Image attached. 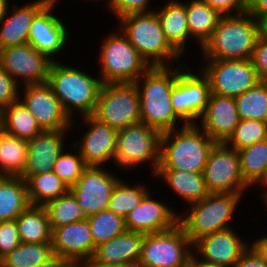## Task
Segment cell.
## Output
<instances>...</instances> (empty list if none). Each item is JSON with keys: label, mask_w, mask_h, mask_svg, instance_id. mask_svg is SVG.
Listing matches in <instances>:
<instances>
[{"label": "cell", "mask_w": 267, "mask_h": 267, "mask_svg": "<svg viewBox=\"0 0 267 267\" xmlns=\"http://www.w3.org/2000/svg\"><path fill=\"white\" fill-rule=\"evenodd\" d=\"M249 247L267 264V234L249 242Z\"/></svg>", "instance_id": "cell-49"}, {"label": "cell", "mask_w": 267, "mask_h": 267, "mask_svg": "<svg viewBox=\"0 0 267 267\" xmlns=\"http://www.w3.org/2000/svg\"><path fill=\"white\" fill-rule=\"evenodd\" d=\"M51 246L57 261L79 262L92 258L96 246L88 220L52 229Z\"/></svg>", "instance_id": "cell-19"}, {"label": "cell", "mask_w": 267, "mask_h": 267, "mask_svg": "<svg viewBox=\"0 0 267 267\" xmlns=\"http://www.w3.org/2000/svg\"><path fill=\"white\" fill-rule=\"evenodd\" d=\"M19 237L23 243L51 242L52 230L43 206H29L16 219Z\"/></svg>", "instance_id": "cell-31"}, {"label": "cell", "mask_w": 267, "mask_h": 267, "mask_svg": "<svg viewBox=\"0 0 267 267\" xmlns=\"http://www.w3.org/2000/svg\"><path fill=\"white\" fill-rule=\"evenodd\" d=\"M0 267H9V266L4 265V264L0 261Z\"/></svg>", "instance_id": "cell-59"}, {"label": "cell", "mask_w": 267, "mask_h": 267, "mask_svg": "<svg viewBox=\"0 0 267 267\" xmlns=\"http://www.w3.org/2000/svg\"><path fill=\"white\" fill-rule=\"evenodd\" d=\"M160 137L158 131L141 122L119 130L114 163L122 172L151 163L154 175L159 164Z\"/></svg>", "instance_id": "cell-8"}, {"label": "cell", "mask_w": 267, "mask_h": 267, "mask_svg": "<svg viewBox=\"0 0 267 267\" xmlns=\"http://www.w3.org/2000/svg\"><path fill=\"white\" fill-rule=\"evenodd\" d=\"M43 207L46 210L51 230L88 218L70 190L65 195L49 201Z\"/></svg>", "instance_id": "cell-36"}, {"label": "cell", "mask_w": 267, "mask_h": 267, "mask_svg": "<svg viewBox=\"0 0 267 267\" xmlns=\"http://www.w3.org/2000/svg\"><path fill=\"white\" fill-rule=\"evenodd\" d=\"M203 175L208 193H246L251 188L242 177L238 151L225 143L211 149Z\"/></svg>", "instance_id": "cell-13"}, {"label": "cell", "mask_w": 267, "mask_h": 267, "mask_svg": "<svg viewBox=\"0 0 267 267\" xmlns=\"http://www.w3.org/2000/svg\"><path fill=\"white\" fill-rule=\"evenodd\" d=\"M117 29V30H116ZM107 34L99 53L102 84L134 83L151 66L139 54L127 37L116 28Z\"/></svg>", "instance_id": "cell-7"}, {"label": "cell", "mask_w": 267, "mask_h": 267, "mask_svg": "<svg viewBox=\"0 0 267 267\" xmlns=\"http://www.w3.org/2000/svg\"><path fill=\"white\" fill-rule=\"evenodd\" d=\"M161 134L157 169H175L203 173L208 155L216 142L196 124Z\"/></svg>", "instance_id": "cell-3"}, {"label": "cell", "mask_w": 267, "mask_h": 267, "mask_svg": "<svg viewBox=\"0 0 267 267\" xmlns=\"http://www.w3.org/2000/svg\"><path fill=\"white\" fill-rule=\"evenodd\" d=\"M267 139V122L260 120L240 119L233 134L225 144L239 151L250 145Z\"/></svg>", "instance_id": "cell-40"}, {"label": "cell", "mask_w": 267, "mask_h": 267, "mask_svg": "<svg viewBox=\"0 0 267 267\" xmlns=\"http://www.w3.org/2000/svg\"><path fill=\"white\" fill-rule=\"evenodd\" d=\"M187 2L186 18L190 37L201 48L210 38L222 15L202 0H191Z\"/></svg>", "instance_id": "cell-29"}, {"label": "cell", "mask_w": 267, "mask_h": 267, "mask_svg": "<svg viewBox=\"0 0 267 267\" xmlns=\"http://www.w3.org/2000/svg\"><path fill=\"white\" fill-rule=\"evenodd\" d=\"M264 32L267 34V21L264 22Z\"/></svg>", "instance_id": "cell-58"}, {"label": "cell", "mask_w": 267, "mask_h": 267, "mask_svg": "<svg viewBox=\"0 0 267 267\" xmlns=\"http://www.w3.org/2000/svg\"><path fill=\"white\" fill-rule=\"evenodd\" d=\"M60 100L64 112L74 121L75 110L82 116L93 115L102 82L81 68L52 61L46 82ZM75 112V114H74Z\"/></svg>", "instance_id": "cell-4"}, {"label": "cell", "mask_w": 267, "mask_h": 267, "mask_svg": "<svg viewBox=\"0 0 267 267\" xmlns=\"http://www.w3.org/2000/svg\"><path fill=\"white\" fill-rule=\"evenodd\" d=\"M88 1V0H87ZM92 1H94V0H92ZM96 2L97 1H99V0H95ZM103 2L105 1V0H102ZM113 1L114 0H107V1H105L106 2V4H105V6H107V7H105L106 9H108V10H110V8H111V6H112V4H113Z\"/></svg>", "instance_id": "cell-57"}, {"label": "cell", "mask_w": 267, "mask_h": 267, "mask_svg": "<svg viewBox=\"0 0 267 267\" xmlns=\"http://www.w3.org/2000/svg\"><path fill=\"white\" fill-rule=\"evenodd\" d=\"M21 86L0 65V108L4 109L19 100Z\"/></svg>", "instance_id": "cell-42"}, {"label": "cell", "mask_w": 267, "mask_h": 267, "mask_svg": "<svg viewBox=\"0 0 267 267\" xmlns=\"http://www.w3.org/2000/svg\"><path fill=\"white\" fill-rule=\"evenodd\" d=\"M26 184L31 206H44L70 190L53 171L31 175Z\"/></svg>", "instance_id": "cell-32"}, {"label": "cell", "mask_w": 267, "mask_h": 267, "mask_svg": "<svg viewBox=\"0 0 267 267\" xmlns=\"http://www.w3.org/2000/svg\"><path fill=\"white\" fill-rule=\"evenodd\" d=\"M234 99L240 119L267 122V83L259 82Z\"/></svg>", "instance_id": "cell-38"}, {"label": "cell", "mask_w": 267, "mask_h": 267, "mask_svg": "<svg viewBox=\"0 0 267 267\" xmlns=\"http://www.w3.org/2000/svg\"><path fill=\"white\" fill-rule=\"evenodd\" d=\"M149 191L126 217L125 225L129 231L143 234L162 232L178 224L179 212L157 200Z\"/></svg>", "instance_id": "cell-21"}, {"label": "cell", "mask_w": 267, "mask_h": 267, "mask_svg": "<svg viewBox=\"0 0 267 267\" xmlns=\"http://www.w3.org/2000/svg\"><path fill=\"white\" fill-rule=\"evenodd\" d=\"M243 195V196H242ZM244 193H209L204 199L187 205L178 223L191 243L214 232L231 228L229 224Z\"/></svg>", "instance_id": "cell-6"}, {"label": "cell", "mask_w": 267, "mask_h": 267, "mask_svg": "<svg viewBox=\"0 0 267 267\" xmlns=\"http://www.w3.org/2000/svg\"><path fill=\"white\" fill-rule=\"evenodd\" d=\"M238 153L244 181L251 188L256 187L264 179L267 170V139L241 149Z\"/></svg>", "instance_id": "cell-35"}, {"label": "cell", "mask_w": 267, "mask_h": 267, "mask_svg": "<svg viewBox=\"0 0 267 267\" xmlns=\"http://www.w3.org/2000/svg\"><path fill=\"white\" fill-rule=\"evenodd\" d=\"M149 191L144 183L130 185L121 178L112 191L107 209L125 218Z\"/></svg>", "instance_id": "cell-37"}, {"label": "cell", "mask_w": 267, "mask_h": 267, "mask_svg": "<svg viewBox=\"0 0 267 267\" xmlns=\"http://www.w3.org/2000/svg\"><path fill=\"white\" fill-rule=\"evenodd\" d=\"M239 121L235 99L211 93L209 102L196 125L216 143H225Z\"/></svg>", "instance_id": "cell-22"}, {"label": "cell", "mask_w": 267, "mask_h": 267, "mask_svg": "<svg viewBox=\"0 0 267 267\" xmlns=\"http://www.w3.org/2000/svg\"><path fill=\"white\" fill-rule=\"evenodd\" d=\"M77 267H136L129 264H106L94 261L92 258L77 262Z\"/></svg>", "instance_id": "cell-50"}, {"label": "cell", "mask_w": 267, "mask_h": 267, "mask_svg": "<svg viewBox=\"0 0 267 267\" xmlns=\"http://www.w3.org/2000/svg\"><path fill=\"white\" fill-rule=\"evenodd\" d=\"M4 132V116L3 109L0 108V135Z\"/></svg>", "instance_id": "cell-54"}, {"label": "cell", "mask_w": 267, "mask_h": 267, "mask_svg": "<svg viewBox=\"0 0 267 267\" xmlns=\"http://www.w3.org/2000/svg\"><path fill=\"white\" fill-rule=\"evenodd\" d=\"M51 63L29 43L0 49V65L20 86L46 83Z\"/></svg>", "instance_id": "cell-14"}, {"label": "cell", "mask_w": 267, "mask_h": 267, "mask_svg": "<svg viewBox=\"0 0 267 267\" xmlns=\"http://www.w3.org/2000/svg\"><path fill=\"white\" fill-rule=\"evenodd\" d=\"M189 267H224L221 265H217L215 263L207 262L203 259H200L194 251L191 254Z\"/></svg>", "instance_id": "cell-51"}, {"label": "cell", "mask_w": 267, "mask_h": 267, "mask_svg": "<svg viewBox=\"0 0 267 267\" xmlns=\"http://www.w3.org/2000/svg\"><path fill=\"white\" fill-rule=\"evenodd\" d=\"M105 168L104 166H88L70 188L87 217L108 208L112 191L121 179Z\"/></svg>", "instance_id": "cell-15"}, {"label": "cell", "mask_w": 267, "mask_h": 267, "mask_svg": "<svg viewBox=\"0 0 267 267\" xmlns=\"http://www.w3.org/2000/svg\"><path fill=\"white\" fill-rule=\"evenodd\" d=\"M82 118L81 121H84L88 130L79 140L71 144L72 150L73 148L79 150L87 166L103 167L108 161L114 164L118 131L98 121L92 115Z\"/></svg>", "instance_id": "cell-18"}, {"label": "cell", "mask_w": 267, "mask_h": 267, "mask_svg": "<svg viewBox=\"0 0 267 267\" xmlns=\"http://www.w3.org/2000/svg\"><path fill=\"white\" fill-rule=\"evenodd\" d=\"M178 76L179 64L154 66L134 82L139 93L141 123L160 134L182 127L179 120L186 125L175 113L171 103L172 88Z\"/></svg>", "instance_id": "cell-1"}, {"label": "cell", "mask_w": 267, "mask_h": 267, "mask_svg": "<svg viewBox=\"0 0 267 267\" xmlns=\"http://www.w3.org/2000/svg\"><path fill=\"white\" fill-rule=\"evenodd\" d=\"M247 12L259 19L267 21V0H247Z\"/></svg>", "instance_id": "cell-48"}, {"label": "cell", "mask_w": 267, "mask_h": 267, "mask_svg": "<svg viewBox=\"0 0 267 267\" xmlns=\"http://www.w3.org/2000/svg\"><path fill=\"white\" fill-rule=\"evenodd\" d=\"M117 131L141 122L135 83L102 84L92 115Z\"/></svg>", "instance_id": "cell-10"}, {"label": "cell", "mask_w": 267, "mask_h": 267, "mask_svg": "<svg viewBox=\"0 0 267 267\" xmlns=\"http://www.w3.org/2000/svg\"><path fill=\"white\" fill-rule=\"evenodd\" d=\"M155 11L167 41L183 57L187 42L193 41L186 18V2L169 0L159 11Z\"/></svg>", "instance_id": "cell-26"}, {"label": "cell", "mask_w": 267, "mask_h": 267, "mask_svg": "<svg viewBox=\"0 0 267 267\" xmlns=\"http://www.w3.org/2000/svg\"><path fill=\"white\" fill-rule=\"evenodd\" d=\"M52 267H77V262L57 261Z\"/></svg>", "instance_id": "cell-52"}, {"label": "cell", "mask_w": 267, "mask_h": 267, "mask_svg": "<svg viewBox=\"0 0 267 267\" xmlns=\"http://www.w3.org/2000/svg\"><path fill=\"white\" fill-rule=\"evenodd\" d=\"M117 20L118 29L151 67L183 63L178 62L182 56L167 41L156 11L129 13Z\"/></svg>", "instance_id": "cell-5"}, {"label": "cell", "mask_w": 267, "mask_h": 267, "mask_svg": "<svg viewBox=\"0 0 267 267\" xmlns=\"http://www.w3.org/2000/svg\"><path fill=\"white\" fill-rule=\"evenodd\" d=\"M87 220L95 246L109 241L127 230L125 218L108 209L89 216Z\"/></svg>", "instance_id": "cell-39"}, {"label": "cell", "mask_w": 267, "mask_h": 267, "mask_svg": "<svg viewBox=\"0 0 267 267\" xmlns=\"http://www.w3.org/2000/svg\"><path fill=\"white\" fill-rule=\"evenodd\" d=\"M20 243L16 221L0 222V260Z\"/></svg>", "instance_id": "cell-43"}, {"label": "cell", "mask_w": 267, "mask_h": 267, "mask_svg": "<svg viewBox=\"0 0 267 267\" xmlns=\"http://www.w3.org/2000/svg\"><path fill=\"white\" fill-rule=\"evenodd\" d=\"M193 244L178 223L171 229L145 234L137 267H189Z\"/></svg>", "instance_id": "cell-9"}, {"label": "cell", "mask_w": 267, "mask_h": 267, "mask_svg": "<svg viewBox=\"0 0 267 267\" xmlns=\"http://www.w3.org/2000/svg\"><path fill=\"white\" fill-rule=\"evenodd\" d=\"M50 0H36L18 6L17 3L6 8L5 13L0 19V49L28 43L29 29L34 16Z\"/></svg>", "instance_id": "cell-24"}, {"label": "cell", "mask_w": 267, "mask_h": 267, "mask_svg": "<svg viewBox=\"0 0 267 267\" xmlns=\"http://www.w3.org/2000/svg\"><path fill=\"white\" fill-rule=\"evenodd\" d=\"M57 0H50L33 18L29 29L28 43L50 60L62 54L70 41L67 25L63 19L53 13ZM69 40V41H68Z\"/></svg>", "instance_id": "cell-17"}, {"label": "cell", "mask_w": 267, "mask_h": 267, "mask_svg": "<svg viewBox=\"0 0 267 267\" xmlns=\"http://www.w3.org/2000/svg\"><path fill=\"white\" fill-rule=\"evenodd\" d=\"M261 185L263 189H267V170L264 176V179L258 184V186Z\"/></svg>", "instance_id": "cell-55"}, {"label": "cell", "mask_w": 267, "mask_h": 267, "mask_svg": "<svg viewBox=\"0 0 267 267\" xmlns=\"http://www.w3.org/2000/svg\"><path fill=\"white\" fill-rule=\"evenodd\" d=\"M221 15H237L247 12V0H202Z\"/></svg>", "instance_id": "cell-46"}, {"label": "cell", "mask_w": 267, "mask_h": 267, "mask_svg": "<svg viewBox=\"0 0 267 267\" xmlns=\"http://www.w3.org/2000/svg\"><path fill=\"white\" fill-rule=\"evenodd\" d=\"M30 206L26 181L0 176V222L13 221Z\"/></svg>", "instance_id": "cell-28"}, {"label": "cell", "mask_w": 267, "mask_h": 267, "mask_svg": "<svg viewBox=\"0 0 267 267\" xmlns=\"http://www.w3.org/2000/svg\"><path fill=\"white\" fill-rule=\"evenodd\" d=\"M62 151L55 164L53 165V172L69 187L71 188L82 175L83 171L88 167L80 153L77 151L70 153ZM79 153V154H78Z\"/></svg>", "instance_id": "cell-41"}, {"label": "cell", "mask_w": 267, "mask_h": 267, "mask_svg": "<svg viewBox=\"0 0 267 267\" xmlns=\"http://www.w3.org/2000/svg\"><path fill=\"white\" fill-rule=\"evenodd\" d=\"M0 261L9 267H52L57 262L51 242H21Z\"/></svg>", "instance_id": "cell-30"}, {"label": "cell", "mask_w": 267, "mask_h": 267, "mask_svg": "<svg viewBox=\"0 0 267 267\" xmlns=\"http://www.w3.org/2000/svg\"><path fill=\"white\" fill-rule=\"evenodd\" d=\"M234 267H267V264L249 247Z\"/></svg>", "instance_id": "cell-47"}, {"label": "cell", "mask_w": 267, "mask_h": 267, "mask_svg": "<svg viewBox=\"0 0 267 267\" xmlns=\"http://www.w3.org/2000/svg\"><path fill=\"white\" fill-rule=\"evenodd\" d=\"M24 103L43 131H56L74 127L69 116L64 112L60 100L47 83L22 86Z\"/></svg>", "instance_id": "cell-16"}, {"label": "cell", "mask_w": 267, "mask_h": 267, "mask_svg": "<svg viewBox=\"0 0 267 267\" xmlns=\"http://www.w3.org/2000/svg\"><path fill=\"white\" fill-rule=\"evenodd\" d=\"M143 233L126 230L96 246L92 259L106 264H129L137 267L141 255Z\"/></svg>", "instance_id": "cell-25"}, {"label": "cell", "mask_w": 267, "mask_h": 267, "mask_svg": "<svg viewBox=\"0 0 267 267\" xmlns=\"http://www.w3.org/2000/svg\"><path fill=\"white\" fill-rule=\"evenodd\" d=\"M8 4H9V0H0V19L5 13Z\"/></svg>", "instance_id": "cell-53"}, {"label": "cell", "mask_w": 267, "mask_h": 267, "mask_svg": "<svg viewBox=\"0 0 267 267\" xmlns=\"http://www.w3.org/2000/svg\"><path fill=\"white\" fill-rule=\"evenodd\" d=\"M260 192H262V201L265 203V205L267 206V189H263V191H260ZM266 209H267V207H266Z\"/></svg>", "instance_id": "cell-56"}, {"label": "cell", "mask_w": 267, "mask_h": 267, "mask_svg": "<svg viewBox=\"0 0 267 267\" xmlns=\"http://www.w3.org/2000/svg\"><path fill=\"white\" fill-rule=\"evenodd\" d=\"M202 60L204 65L199 68L208 78L211 93L236 98L260 82L250 59Z\"/></svg>", "instance_id": "cell-11"}, {"label": "cell", "mask_w": 267, "mask_h": 267, "mask_svg": "<svg viewBox=\"0 0 267 267\" xmlns=\"http://www.w3.org/2000/svg\"><path fill=\"white\" fill-rule=\"evenodd\" d=\"M69 130L43 131L28 140L25 170L20 177L26 181L31 175L52 172L57 157L65 148V134Z\"/></svg>", "instance_id": "cell-23"}, {"label": "cell", "mask_w": 267, "mask_h": 267, "mask_svg": "<svg viewBox=\"0 0 267 267\" xmlns=\"http://www.w3.org/2000/svg\"><path fill=\"white\" fill-rule=\"evenodd\" d=\"M198 73L179 64V76L171 92L173 110L186 124L199 121L211 96L208 78L200 69Z\"/></svg>", "instance_id": "cell-12"}, {"label": "cell", "mask_w": 267, "mask_h": 267, "mask_svg": "<svg viewBox=\"0 0 267 267\" xmlns=\"http://www.w3.org/2000/svg\"><path fill=\"white\" fill-rule=\"evenodd\" d=\"M250 60L256 69L259 81L267 83V34L265 32L257 39Z\"/></svg>", "instance_id": "cell-44"}, {"label": "cell", "mask_w": 267, "mask_h": 267, "mask_svg": "<svg viewBox=\"0 0 267 267\" xmlns=\"http://www.w3.org/2000/svg\"><path fill=\"white\" fill-rule=\"evenodd\" d=\"M157 179H162L174 195L181 198L188 205L204 199L209 193L206 189L203 173L182 171L175 169H157Z\"/></svg>", "instance_id": "cell-27"}, {"label": "cell", "mask_w": 267, "mask_h": 267, "mask_svg": "<svg viewBox=\"0 0 267 267\" xmlns=\"http://www.w3.org/2000/svg\"><path fill=\"white\" fill-rule=\"evenodd\" d=\"M151 0H114L110 13L115 14L116 20L129 13L152 12ZM150 5V6H149Z\"/></svg>", "instance_id": "cell-45"}, {"label": "cell", "mask_w": 267, "mask_h": 267, "mask_svg": "<svg viewBox=\"0 0 267 267\" xmlns=\"http://www.w3.org/2000/svg\"><path fill=\"white\" fill-rule=\"evenodd\" d=\"M248 248L249 243L232 227L204 236L193 244V251L200 259L224 267H234Z\"/></svg>", "instance_id": "cell-20"}, {"label": "cell", "mask_w": 267, "mask_h": 267, "mask_svg": "<svg viewBox=\"0 0 267 267\" xmlns=\"http://www.w3.org/2000/svg\"><path fill=\"white\" fill-rule=\"evenodd\" d=\"M264 32V23L248 12L222 15L210 38L200 51L202 59H251L257 39Z\"/></svg>", "instance_id": "cell-2"}, {"label": "cell", "mask_w": 267, "mask_h": 267, "mask_svg": "<svg viewBox=\"0 0 267 267\" xmlns=\"http://www.w3.org/2000/svg\"><path fill=\"white\" fill-rule=\"evenodd\" d=\"M26 158L27 141L4 131L0 135V176H21Z\"/></svg>", "instance_id": "cell-33"}, {"label": "cell", "mask_w": 267, "mask_h": 267, "mask_svg": "<svg viewBox=\"0 0 267 267\" xmlns=\"http://www.w3.org/2000/svg\"><path fill=\"white\" fill-rule=\"evenodd\" d=\"M4 131L23 140H31L43 132L36 119L20 100L3 109Z\"/></svg>", "instance_id": "cell-34"}]
</instances>
